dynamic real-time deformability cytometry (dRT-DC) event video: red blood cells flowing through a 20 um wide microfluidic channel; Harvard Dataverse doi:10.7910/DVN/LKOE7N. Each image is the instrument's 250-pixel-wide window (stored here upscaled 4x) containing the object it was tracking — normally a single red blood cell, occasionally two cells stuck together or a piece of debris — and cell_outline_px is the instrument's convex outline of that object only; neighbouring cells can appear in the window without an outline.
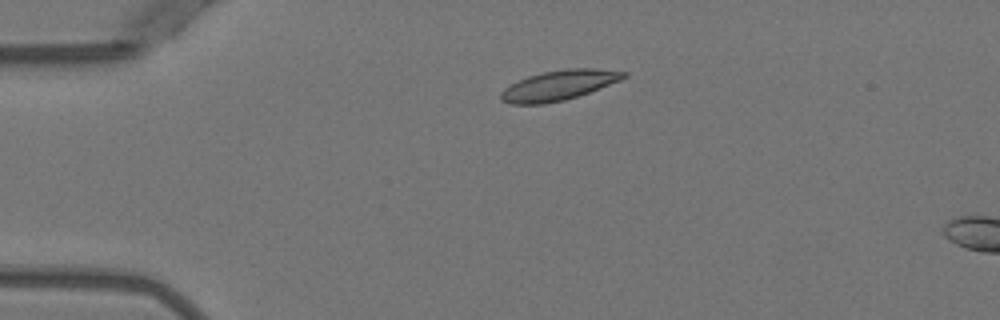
{"species": "Egyptian fruit bat (a non-hibernating species)", "species_latin": "Rousettus aegyptiacus", "temperature_condition": "warm", "stored_images_in_passage": 13, "camera_frame_rate_fps": 3000, "um_per_image_px": 0.085, "animal": {"sex": "female"}, "frame": {"image": 1, "passage_image": 10, "time_ms": 3.0, "image_size_px": [1000, 320], "cell_outline_px": [[628, 76], [620, 80], [600, 88], [564, 100], [544, 104], [512, 104], [500, 100], [500, 92], [504, 88], [528, 76], [544, 72], [568, 68], [596, 68], [628, 72]], "centroid_in_image_um": [47.5, 7.25], "position_along_channel_um": 37.5, "area_um2": 21.27}}